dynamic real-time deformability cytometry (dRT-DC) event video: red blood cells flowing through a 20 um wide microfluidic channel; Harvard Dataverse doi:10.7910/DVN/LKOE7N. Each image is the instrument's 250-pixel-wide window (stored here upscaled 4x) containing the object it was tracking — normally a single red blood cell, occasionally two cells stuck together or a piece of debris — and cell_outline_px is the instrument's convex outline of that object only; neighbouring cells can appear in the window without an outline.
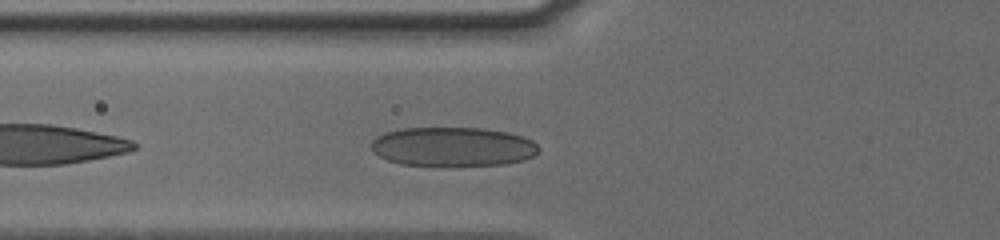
{"species": "human", "species_latin": "Homo sapiens", "temperature_condition": "cold", "stored_images_in_passage": 27, "camera_frame_rate_fps": 3000, "um_per_image_px": 0.085, "donor": {"sex": "male"}, "frame": {"image": 1, "passage_image": 2, "time_ms": 0.333, "image_size_px": [1000, 240], "cell_outline_px": [[540, 148], [532, 156], [524, 160], [504, 164], [448, 168], [400, 164], [388, 160], [372, 152], [372, 140], [376, 136], [384, 132], [400, 128], [484, 128], [508, 132], [524, 136], [532, 140]], "centroid_in_image_um": [38.48, 12.5], "position_along_channel_um": 87.3, "area_um2": 39.36}}
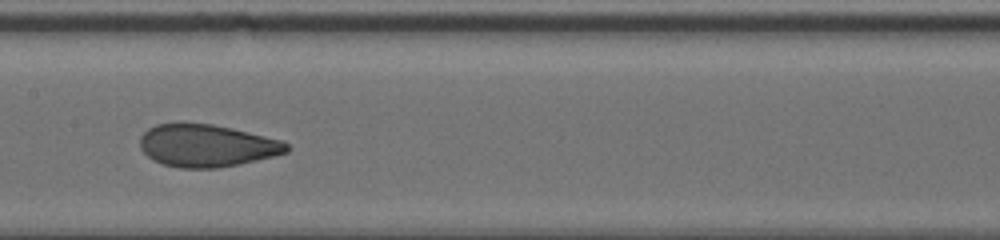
{"frame": {"image": 2, "passage_image": 10, "time_ms": 3.0, "image_size_px": [1000, 240], "cell_outline_px": [[288, 152], [256, 160], [220, 168], [180, 168], [164, 164], [152, 160], [140, 148], [140, 136], [148, 128], [156, 124], [212, 124], [232, 128], [280, 140], [288, 144]], "centroid_in_image_um": [17.55, 12.39], "position_along_channel_um": 189.9, "area_um2": 35.89}}
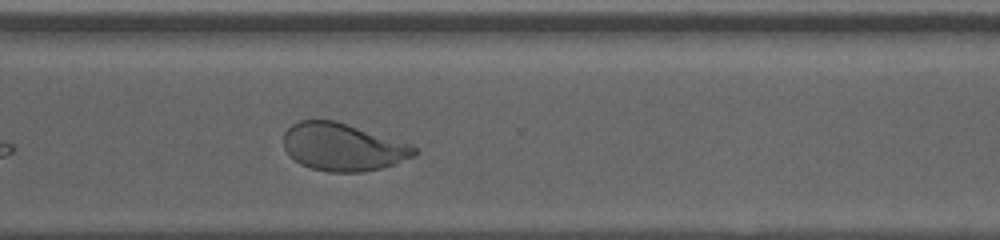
{"frame": {"image": 3, "passage_image": 22, "time_ms": 7.0, "image_size_px": [1000, 240], "cell_outline_px": [[416, 156], [380, 168], [360, 172], [328, 172], [312, 168], [300, 164], [284, 148], [284, 132], [292, 124], [300, 120], [336, 120], [412, 144], [416, 148]], "centroid_in_image_um": [29.15, 12.48], "position_along_channel_um": 341.4, "area_um2": 36.18}, "authors_computed_cell_mechanics": {"area_um2": 36.6452, "velocity_mm_per_s": 3.7996, "shape_relaxation_time_tau1_ms": 5.9156, "shape_relaxation_time_tau2_ms": 0.9223, "deformation_change_tau1": 0.1789, "deformation_change_tau2": 0.0672}}